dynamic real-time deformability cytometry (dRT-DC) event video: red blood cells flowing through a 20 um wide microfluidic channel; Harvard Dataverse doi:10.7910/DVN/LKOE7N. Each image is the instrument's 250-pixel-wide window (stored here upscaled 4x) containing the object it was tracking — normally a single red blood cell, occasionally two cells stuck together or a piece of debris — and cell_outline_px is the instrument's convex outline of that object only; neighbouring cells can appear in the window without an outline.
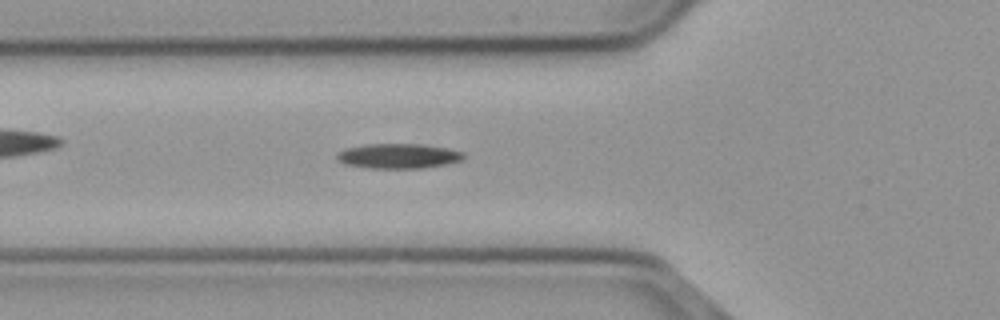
{"species": "common noctule bat (a hibernating species)", "species_latin": "Nyctalus noctula", "temperature_condition": "cold", "stored_images_in_passage": 51, "camera_frame_rate_fps": 3000, "um_per_image_px": 0.085, "animal": {"sex": "male", "body_mass_g": 23.1, "forearm_length_mm": 52.7}, "frame": {"image": 1, "passage_image": 19, "time_ms": 6.0, "image_size_px": [1000, 320], "cell_outline_px": [[464, 160], [424, 168], [372, 168], [344, 164], [336, 160], [336, 156], [344, 148], [364, 144], [424, 144], [448, 148], [464, 152]], "centroid_in_image_um": [33.86, 13.25], "position_along_channel_um": 91.9, "area_um2": 18.5}}
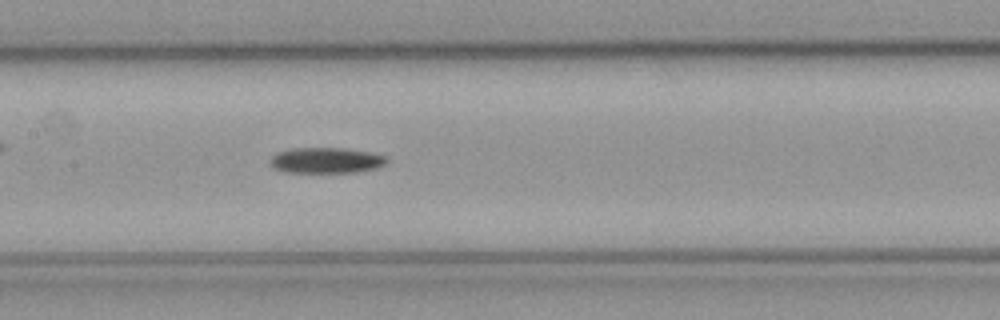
{"frame": {"image": 2, "passage_image": 26, "time_ms": 8.333, "image_size_px": [1000, 320], "cell_outline_px": [[388, 160], [384, 164], [376, 168], [356, 172], [284, 172], [272, 168], [272, 156], [276, 152], [292, 148], [344, 148], [372, 152], [388, 156]], "centroid_in_image_um": [27.74, 13.62], "position_along_channel_um": 179.7, "area_um2": 17.51}}
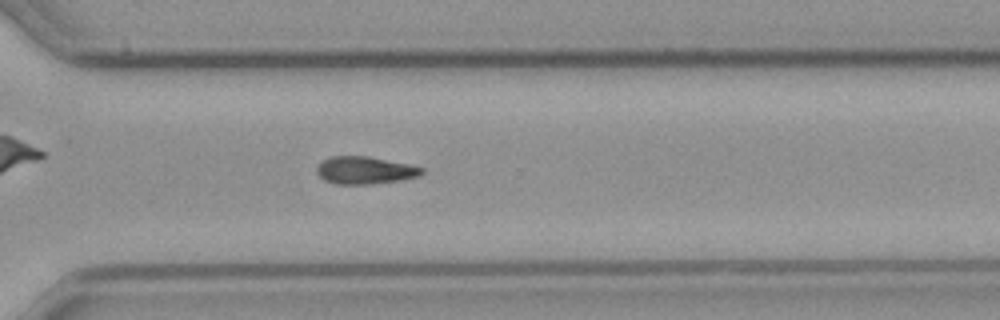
{"frame": {"image": 3, "passage_image": 39, "time_ms": 12.667, "image_size_px": [1000, 320], "cell_outline_px": [[424, 172], [420, 176], [400, 180], [372, 184], [336, 184], [324, 180], [316, 172], [316, 168], [328, 156], [368, 156], [408, 164], [424, 168]], "centroid_in_image_um": [31.02, 14.47], "position_along_channel_um": 339.6, "area_um2": 16.82}}